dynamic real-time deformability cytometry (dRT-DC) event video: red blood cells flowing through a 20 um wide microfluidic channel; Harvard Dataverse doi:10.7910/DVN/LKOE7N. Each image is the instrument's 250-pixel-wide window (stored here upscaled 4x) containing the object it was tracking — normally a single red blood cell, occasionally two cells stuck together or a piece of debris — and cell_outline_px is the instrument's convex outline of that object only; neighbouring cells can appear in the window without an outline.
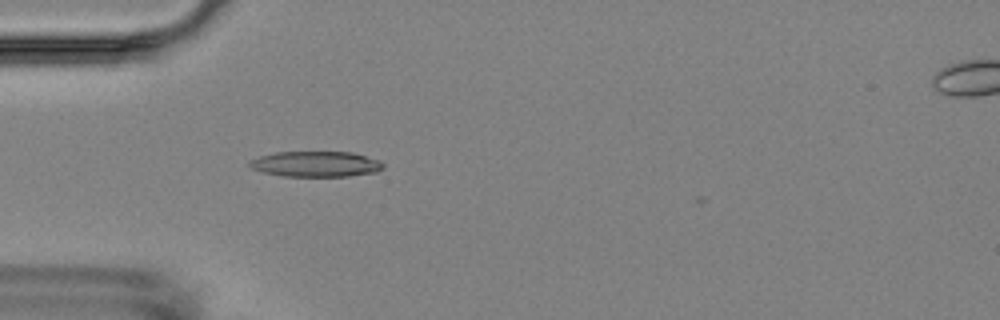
{"species": "Egyptian fruit bat (a non-hibernating species)", "species_latin": "Rousettus aegyptiacus", "temperature_condition": "room temperature", "stored_images_in_passage": 4, "camera_frame_rate_fps": 3000, "um_per_image_px": 0.085, "animal": {"sex": "female"}, "frame": {"image": 1, "passage_image": 3, "time_ms": 2.0, "image_size_px": [1000, 320], "cell_outline_px": [[384, 168], [376, 172], [348, 176], [284, 176], [264, 172], [252, 168], [248, 164], [248, 160], [260, 156], [276, 152], [352, 152], [380, 160], [384, 164]], "centroid_in_image_um": [26.86, 13.94], "position_along_channel_um": 58.1, "area_um2": 19.88}}